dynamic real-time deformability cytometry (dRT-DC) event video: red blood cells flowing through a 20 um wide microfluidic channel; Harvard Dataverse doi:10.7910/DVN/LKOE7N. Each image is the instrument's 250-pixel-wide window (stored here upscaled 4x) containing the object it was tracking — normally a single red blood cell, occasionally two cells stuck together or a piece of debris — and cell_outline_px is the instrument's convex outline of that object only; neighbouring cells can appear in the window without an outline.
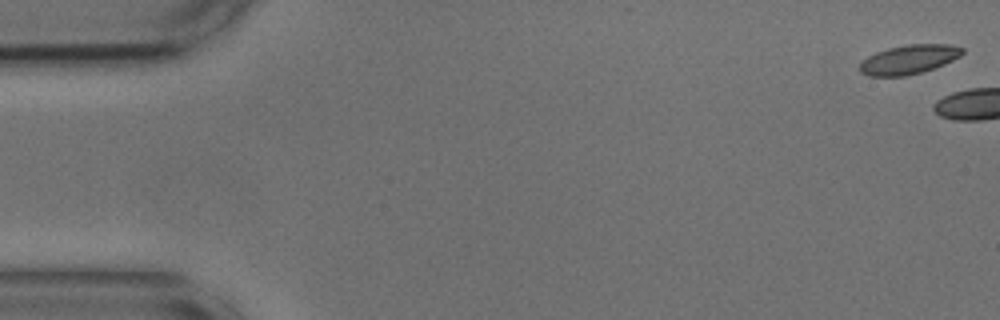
{"species": "common noctule bat (a hibernating species)", "species_latin": "Nyctalus noctula", "temperature_condition": "cold", "stored_images_in_passage": 3, "camera_frame_rate_fps": 3000, "um_per_image_px": 0.085, "animal": {"sex": "male", "body_mass_g": 17.9, "forearm_length_mm": 54.2}, "frame": {"image": 1, "passage_image": 1, "time_ms": 0.0, "image_size_px": [1000, 320], "cell_outline_px": [[964, 52], [960, 56], [944, 64], [920, 72], [904, 76], [868, 76], [860, 72], [860, 64], [868, 56], [876, 52], [888, 48], [908, 44], [948, 44], [964, 48]], "centroid_in_image_um": [77.25, 5.05], "position_along_channel_um": 7.7, "area_um2": 17.28}}